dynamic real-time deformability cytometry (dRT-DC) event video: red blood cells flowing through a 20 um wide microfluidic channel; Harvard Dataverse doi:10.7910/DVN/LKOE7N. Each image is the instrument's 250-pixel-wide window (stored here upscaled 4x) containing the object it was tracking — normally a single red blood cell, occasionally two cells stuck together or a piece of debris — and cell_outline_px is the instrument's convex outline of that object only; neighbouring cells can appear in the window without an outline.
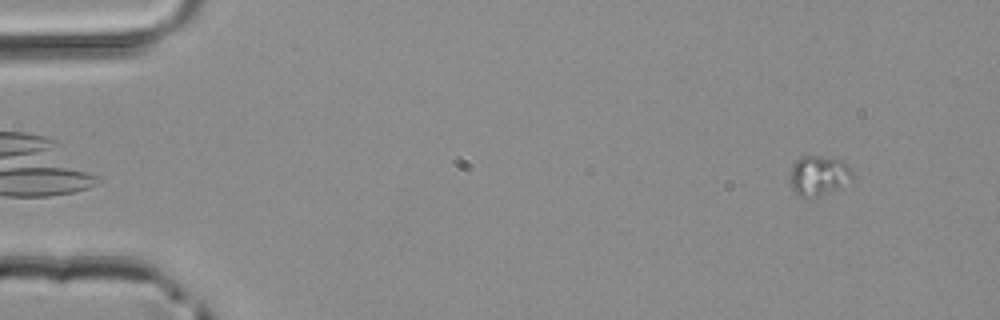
{"species": "common noctule bat (a hibernating species)", "species_latin": "Nyctalus noctula", "temperature_condition": "room temperature", "stored_images_in_passage": 13, "camera_frame_rate_fps": 3000, "um_per_image_px": 0.085, "animal": {"sex": "male", "body_mass_g": 20.4}, "frame": {"image": 1, "passage_image": 1, "time_ms": 0.0, "image_size_px": [1000, 320], "cell_outline_px": [[852, 176], [840, 188], [816, 196], [800, 196], [792, 188], [788, 180], [788, 172], [792, 164], [800, 156], [820, 156], [844, 160], [848, 164], [852, 172]], "centroid_in_image_um": [69.53, 14.88], "position_along_channel_um": 15.5, "area_um2": 14.57}}